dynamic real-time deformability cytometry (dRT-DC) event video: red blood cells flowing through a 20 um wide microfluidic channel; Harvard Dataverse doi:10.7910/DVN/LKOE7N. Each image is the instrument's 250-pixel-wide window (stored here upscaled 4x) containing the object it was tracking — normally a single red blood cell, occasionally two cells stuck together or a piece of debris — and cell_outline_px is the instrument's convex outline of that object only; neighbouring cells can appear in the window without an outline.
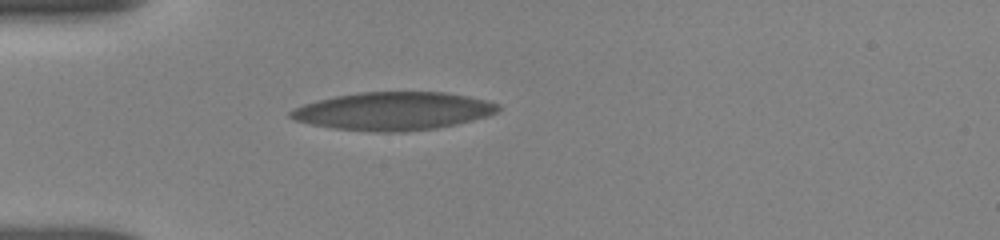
{"species": "human", "species_latin": "Homo sapiens", "temperature_condition": "room temperature", "stored_images_in_passage": 28, "camera_frame_rate_fps": 3000, "um_per_image_px": 0.085, "donor": {"sex": "female"}, "frame": {"image": 1, "passage_image": 1, "time_ms": 0.0, "image_size_px": [1000, 240], "cell_outline_px": [[500, 108], [496, 112], [484, 116], [436, 128], [404, 132], [376, 132], [332, 128], [312, 124], [296, 120], [288, 116], [288, 112], [304, 104], [336, 96], [360, 92], [444, 92], [468, 96], [500, 104]], "centroid_in_image_um": [33.4, 9.44], "position_along_channel_um": 51.6, "area_um2": 45.43}}
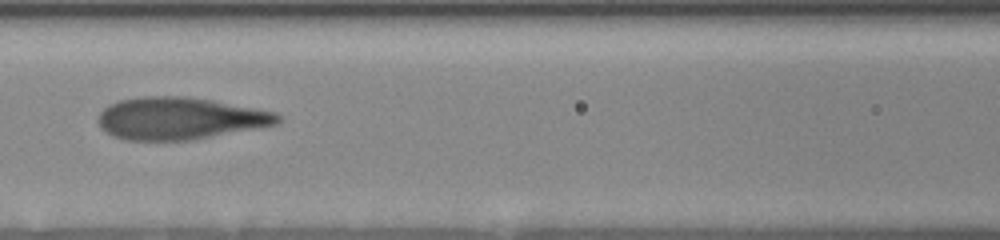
{"frame": {"image": 2, "passage_image": 14, "time_ms": 3.0, "image_size_px": [1000, 240], "cell_outline_px": [[280, 120], [276, 124], [196, 140], [128, 140], [116, 136], [108, 132], [96, 120], [100, 112], [108, 104], [120, 100], [144, 96], [184, 96], [212, 100], [276, 112], [280, 116]], "centroid_in_image_um": [15.29, 10.06], "position_along_channel_um": 151.3, "area_um2": 43.93}}
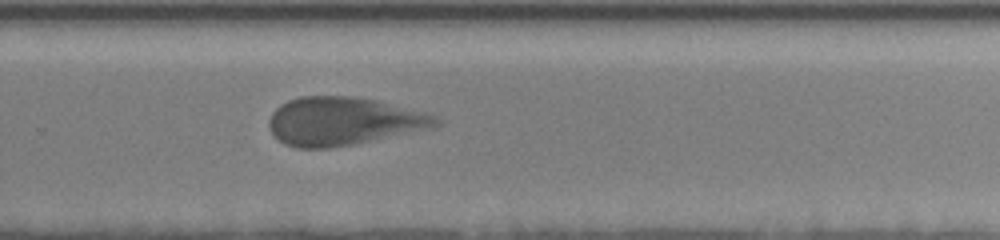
{"frame": {"image": 3, "passage_image": 28, "time_ms": 7.0, "image_size_px": [1000, 240], "cell_outline_px": [[440, 124], [352, 144], [328, 148], [296, 148], [284, 144], [268, 128], [268, 120], [272, 112], [280, 104], [288, 100], [300, 96], [352, 96], [376, 100], [436, 116], [440, 120]], "centroid_in_image_um": [29.04, 10.29], "position_along_channel_um": 300.8, "area_um2": 45.84}}